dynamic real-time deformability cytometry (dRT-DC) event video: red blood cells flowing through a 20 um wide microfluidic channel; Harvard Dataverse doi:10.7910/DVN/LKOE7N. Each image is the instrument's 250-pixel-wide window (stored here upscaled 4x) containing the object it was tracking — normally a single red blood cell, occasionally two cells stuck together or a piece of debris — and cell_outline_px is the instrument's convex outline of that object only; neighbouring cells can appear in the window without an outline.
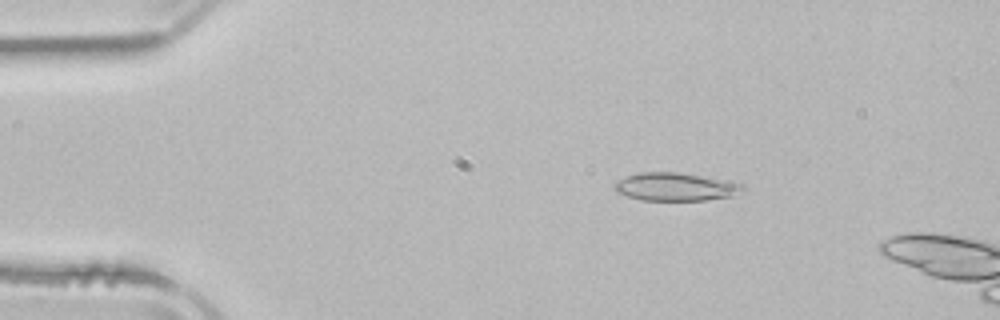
{"species": "common noctule bat (a hibernating species)", "species_latin": "Nyctalus noctula", "temperature_condition": "room temperature", "stored_images_in_passage": 4, "camera_frame_rate_fps": 3000, "um_per_image_px": 0.085, "animal": {"sex": "male", "body_mass_g": 21.5, "forearm_length_mm": 52.0}, "frame": {"image": 1, "passage_image": 2, "time_ms": 1.333, "image_size_px": [1000, 320], "cell_outline_px": [[744, 192], [732, 196], [704, 200], [640, 200], [616, 192], [612, 188], [612, 184], [616, 180], [640, 172], [680, 172], [740, 184], [744, 188]], "centroid_in_image_um": [57.33, 15.88], "position_along_channel_um": 27.7, "area_um2": 20.81}}